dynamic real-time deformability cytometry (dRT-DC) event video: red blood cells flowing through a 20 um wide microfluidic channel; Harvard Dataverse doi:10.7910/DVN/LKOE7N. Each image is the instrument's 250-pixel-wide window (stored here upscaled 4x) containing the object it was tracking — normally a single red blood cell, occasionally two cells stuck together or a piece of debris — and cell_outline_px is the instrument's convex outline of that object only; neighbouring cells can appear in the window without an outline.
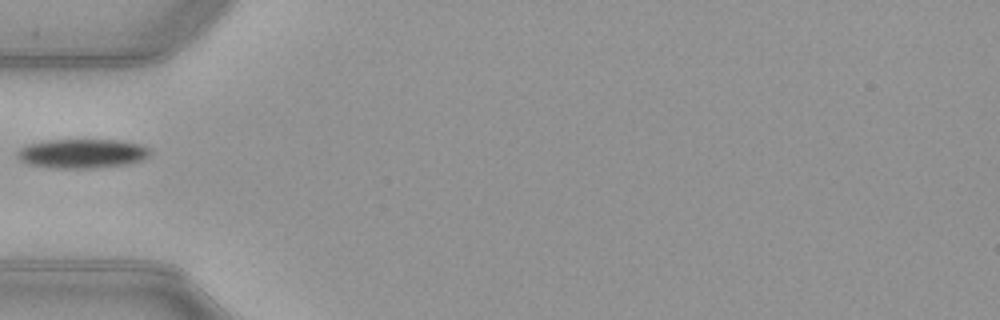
{"species": "common noctule bat (a hibernating species)", "species_latin": "Nyctalus noctula", "temperature_condition": "warm", "stored_images_in_passage": 35, "camera_frame_rate_fps": 3000, "um_per_image_px": 0.085, "animal": {"sex": "female", "body_mass_g": 21.9}, "frame": {"image": 1, "passage_image": 1, "time_ms": 0.0, "image_size_px": [1000, 320], "cell_outline_px": [[148, 156], [140, 160], [124, 164], [92, 168], [56, 168], [28, 164], [20, 160], [16, 156], [16, 152], [20, 148], [28, 144], [44, 140], [120, 140], [136, 144], [148, 148]], "centroid_in_image_um": [6.89, 13.04], "position_along_channel_um": 78.1, "area_um2": 22.31}}
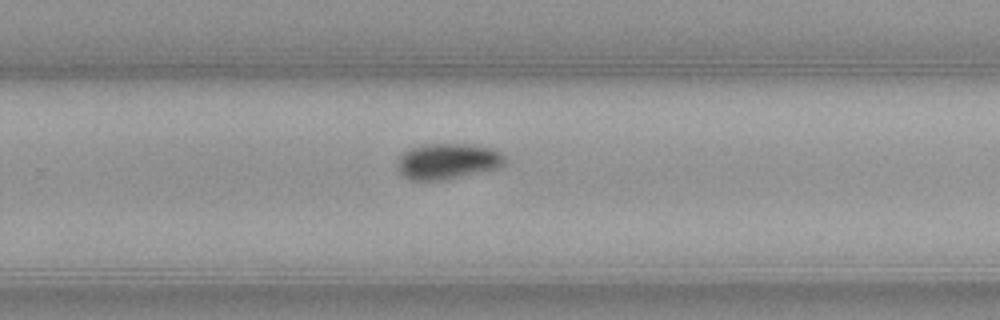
{"frame": {"image": 2, "passage_image": 17, "time_ms": 5.333, "image_size_px": [1000, 320], "cell_outline_px": [[504, 164], [500, 168], [444, 180], [408, 180], [396, 168], [396, 164], [400, 156], [408, 148], [424, 144], [472, 144], [488, 148], [500, 152], [504, 156]], "centroid_in_image_um": [38.01, 13.71], "position_along_channel_um": 291.8, "area_um2": 22.54}}
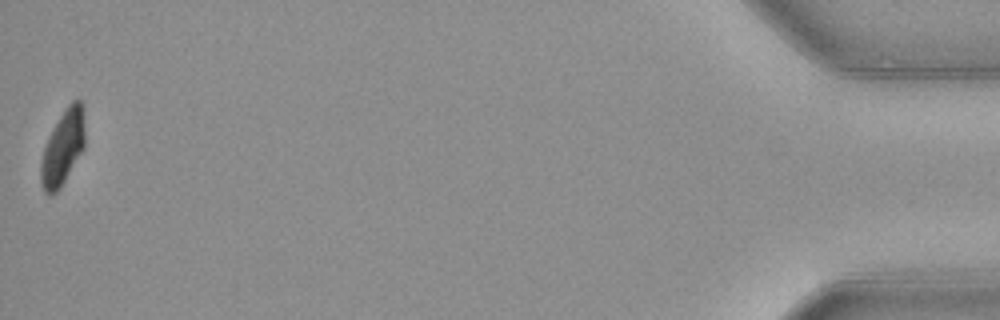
{"frame": {"image": 3, "passage_image": 35, "time_ms": 11.333, "image_size_px": [1000, 320], "cell_outline_px": [[84, 148], [60, 188], [52, 196], [48, 196], [44, 192], [40, 180], [40, 160], [44, 148], [52, 128], [64, 108], [72, 100], [80, 100], [84, 108]], "centroid_in_image_um": [5.33, 12.54], "position_along_channel_um": 429.9, "area_um2": 19.42}}